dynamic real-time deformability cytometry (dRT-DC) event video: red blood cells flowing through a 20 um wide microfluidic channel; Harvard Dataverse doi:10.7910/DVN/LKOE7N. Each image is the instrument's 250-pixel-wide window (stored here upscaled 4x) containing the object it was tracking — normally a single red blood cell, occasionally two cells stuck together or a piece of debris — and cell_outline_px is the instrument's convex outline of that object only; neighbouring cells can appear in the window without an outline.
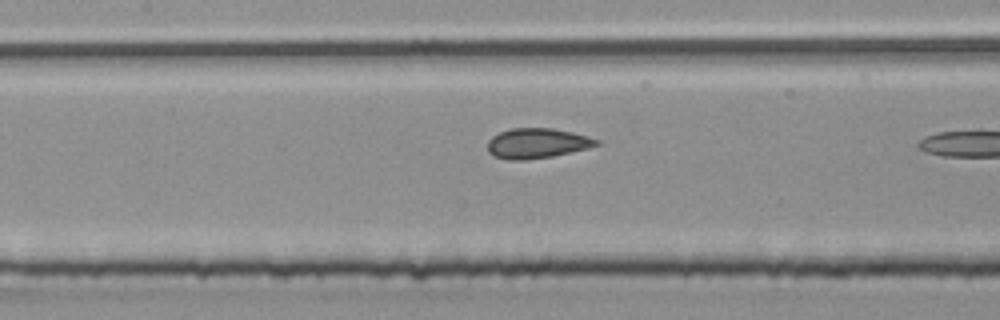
{"species": "common noctule bat (a hibernating species)", "species_latin": "Nyctalus noctula", "temperature_condition": "room temperature", "stored_images_in_passage": 6, "camera_frame_rate_fps": 3000, "um_per_image_px": 0.085, "animal": {"sex": "male", "body_mass_g": 20.4}, "frame": {"image": 1, "passage_image": 6, "time_ms": 1.667, "image_size_px": [1000, 320], "cell_outline_px": [[600, 144], [588, 148], [552, 156], [524, 160], [508, 160], [496, 156], [488, 152], [488, 140], [492, 136], [500, 132], [512, 128], [552, 128], [572, 132], [588, 136], [600, 140]], "centroid_in_image_um": [45.65, 12.17], "position_along_channel_um": 161.7, "area_um2": 19.02}}